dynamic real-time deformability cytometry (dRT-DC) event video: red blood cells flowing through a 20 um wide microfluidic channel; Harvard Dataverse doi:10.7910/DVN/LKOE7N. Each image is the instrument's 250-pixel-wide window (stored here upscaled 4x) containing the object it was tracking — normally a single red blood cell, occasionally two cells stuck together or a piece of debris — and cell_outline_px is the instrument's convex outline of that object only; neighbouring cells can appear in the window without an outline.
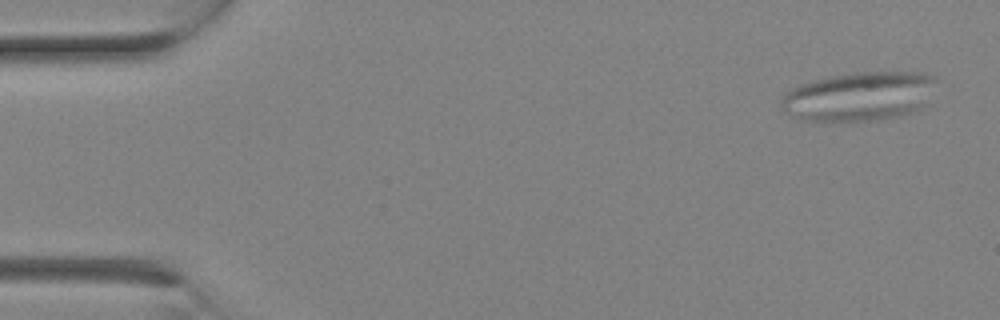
{"species": "Egyptian fruit bat (a non-hibernating species)", "species_latin": "Rousettus aegyptiacus", "temperature_condition": "room temperature", "stored_images_in_passage": 12, "camera_frame_rate_fps": 3000, "um_per_image_px": 0.085, "animal": {"sex": "female"}, "frame": {"image": 1, "passage_image": 1, "time_ms": 0.0, "image_size_px": [1000, 320], "cell_outline_px": [[940, 80], [924, 104], [920, 108], [912, 112], [900, 116], [868, 120], [828, 124], [800, 120], [792, 116], [780, 104], [784, 96], [792, 88], [800, 84], [812, 80], [828, 76], [856, 72], [924, 72], [940, 76]], "centroid_in_image_um": [73.06, 8.2], "position_along_channel_um": 11.9, "area_um2": 45.32}}
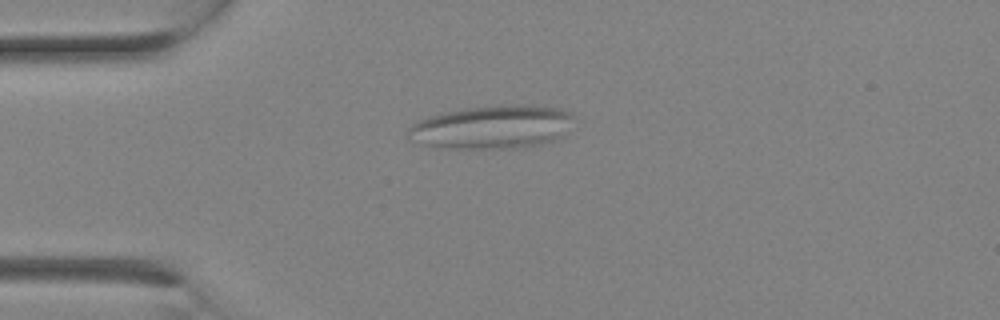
{"frame": {"image": 2, "passage_image": 6, "time_ms": 1.667, "image_size_px": [1000, 320], "cell_outline_px": [[576, 116], [564, 136], [556, 140], [540, 144], [512, 148], [440, 148], [424, 144], [412, 140], [408, 136], [408, 128], [412, 124], [428, 116], [444, 112], [464, 108], [500, 104], [536, 104], [560, 108], [572, 112]], "centroid_in_image_um": [41.91, 10.77], "position_along_channel_um": 43.1, "area_um2": 42.6}}
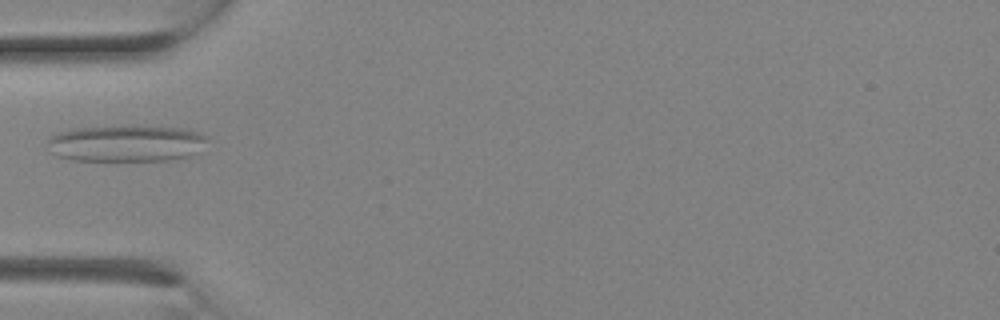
{"frame": {"image": 3, "passage_image": 8, "time_ms": 2.333, "image_size_px": [1000, 320], "cell_outline_px": [[208, 140], [196, 152], [188, 156], [168, 160], [72, 160], [56, 156], [52, 152], [48, 140], [52, 136], [60, 132], [76, 128], [180, 128], [196, 132], [204, 136]], "centroid_in_image_um": [10.7, 12.22], "position_along_channel_um": 74.3, "area_um2": 32.6}}